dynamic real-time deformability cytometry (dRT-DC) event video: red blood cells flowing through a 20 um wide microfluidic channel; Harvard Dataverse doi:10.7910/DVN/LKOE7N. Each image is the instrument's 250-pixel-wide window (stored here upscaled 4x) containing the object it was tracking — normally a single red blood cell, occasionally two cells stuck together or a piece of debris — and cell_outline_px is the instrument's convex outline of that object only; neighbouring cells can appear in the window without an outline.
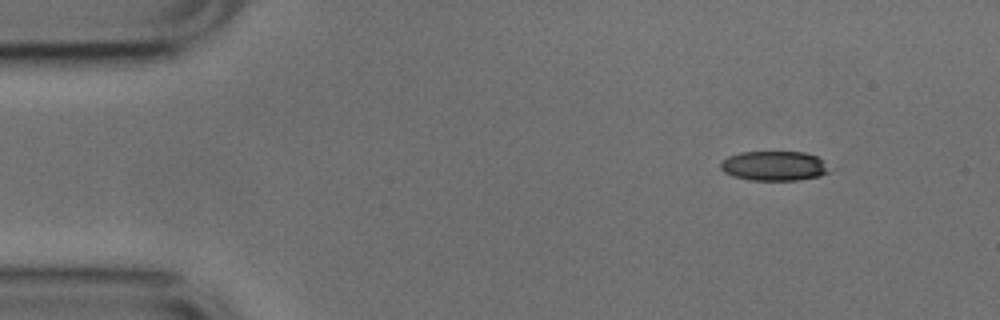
{"species": "common noctule bat (a hibernating species)", "species_latin": "Nyctalus noctula", "temperature_condition": "cold", "stored_images_in_passage": 5, "camera_frame_rate_fps": 3000, "um_per_image_px": 0.085, "animal": {"sex": "male", "body_mass_g": 17.9, "forearm_length_mm": 54.2}, "frame": {"image": 1, "passage_image": 1, "time_ms": 0.0, "image_size_px": [1000, 320], "cell_outline_px": [[836, 168], [820, 176], [796, 180], [748, 180], [732, 176], [724, 172], [720, 168], [720, 164], [728, 156], [740, 152], [804, 152], [816, 156], [824, 160]], "centroid_in_image_um": [65.87, 14.1], "position_along_channel_um": 19.1, "area_um2": 19.13}}
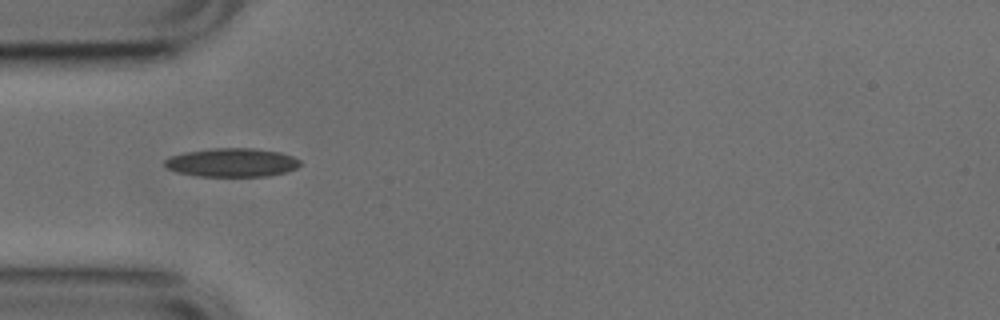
{"frame": {"image": 2, "passage_image": 4, "time_ms": 1.0, "image_size_px": [1000, 320], "cell_outline_px": [[300, 164], [296, 168], [284, 172], [268, 176], [200, 176], [176, 172], [168, 168], [164, 164], [164, 160], [172, 156], [184, 152], [212, 148], [256, 148], [280, 152], [292, 156], [300, 160]], "centroid_in_image_um": [19.71, 13.8], "position_along_channel_um": 65.3, "area_um2": 22.54}}